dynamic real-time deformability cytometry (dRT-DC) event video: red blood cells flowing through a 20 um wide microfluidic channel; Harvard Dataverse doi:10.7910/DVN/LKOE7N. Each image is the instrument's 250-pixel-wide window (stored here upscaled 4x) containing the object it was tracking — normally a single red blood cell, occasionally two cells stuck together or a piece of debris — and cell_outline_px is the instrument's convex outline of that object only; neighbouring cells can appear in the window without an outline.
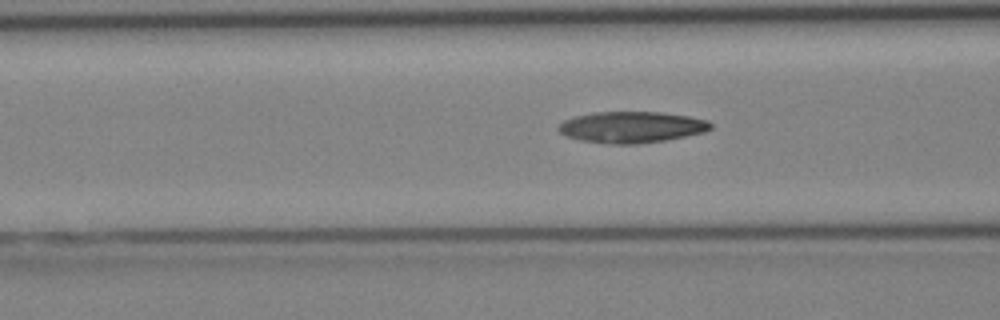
{"species": "Egyptian fruit bat (a non-hibernating species)", "species_latin": "Rousettus aegyptiacus", "temperature_condition": "cold", "stored_images_in_passage": 3, "camera_frame_rate_fps": 3000, "um_per_image_px": 0.085, "animal": {"sex": "female"}, "frame": {"image": 1, "passage_image": 3, "time_ms": 2.667, "image_size_px": [1000, 320], "cell_outline_px": [[712, 128], [704, 132], [664, 140], [636, 144], [612, 144], [580, 140], [568, 136], [560, 132], [556, 128], [564, 120], [576, 116], [596, 112], [660, 112], [688, 116], [708, 120], [712, 124]], "centroid_in_image_um": [53.69, 10.8], "position_along_channel_um": 112.9, "area_um2": 27.51}}